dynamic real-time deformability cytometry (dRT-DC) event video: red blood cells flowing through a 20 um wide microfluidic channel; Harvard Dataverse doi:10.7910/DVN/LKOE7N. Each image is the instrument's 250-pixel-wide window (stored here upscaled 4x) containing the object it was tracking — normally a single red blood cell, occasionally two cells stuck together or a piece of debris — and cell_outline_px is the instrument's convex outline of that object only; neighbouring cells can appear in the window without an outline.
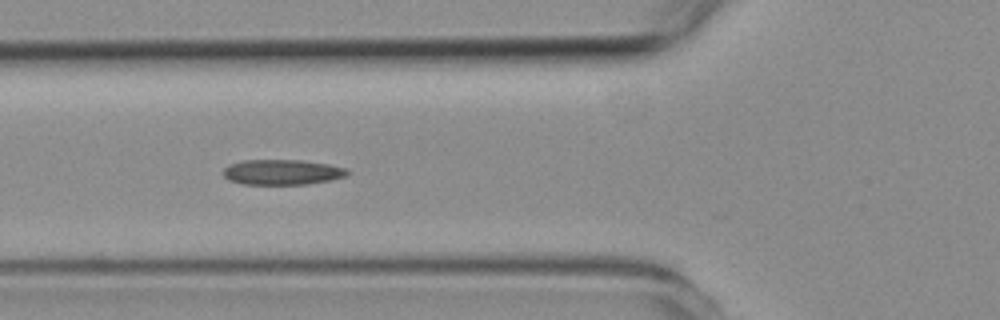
{"species": "common noctule bat (a hibernating species)", "species_latin": "Nyctalus noctula", "temperature_condition": "room temperature", "stored_images_in_passage": 6, "camera_frame_rate_fps": 3000, "um_per_image_px": 0.085, "animal": {"sex": "female", "body_mass_g": 19.3, "forearm_length_mm": 54.1}, "frame": {"image": 1, "passage_image": 4, "time_ms": 4.667, "image_size_px": [1000, 320], "cell_outline_px": [[348, 176], [308, 184], [244, 184], [228, 180], [224, 176], [224, 168], [228, 164], [244, 160], [300, 160], [328, 164], [348, 168]], "centroid_in_image_um": [23.98, 14.63], "position_along_channel_um": 101.8, "area_um2": 18.26}}
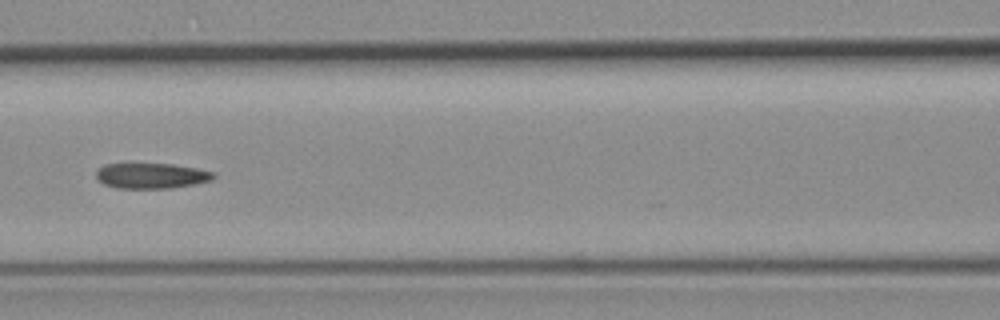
{"frame": {"image": 2, "passage_image": 5, "time_ms": 6.0, "image_size_px": [1000, 320], "cell_outline_px": [[216, 176], [212, 180], [192, 184], [168, 188], [116, 188], [104, 184], [96, 176], [96, 172], [104, 164], [172, 164], [196, 168], [212, 172]], "centroid_in_image_um": [12.86, 14.94], "position_along_channel_um": 153.7, "area_um2": 17.11}}
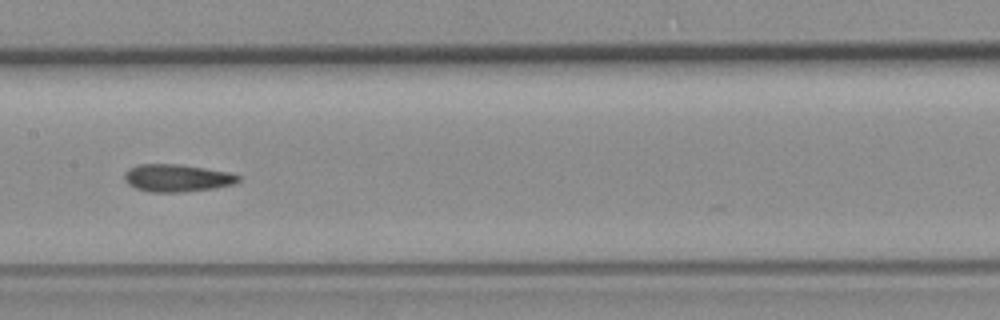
{"frame": {"image": 3, "passage_image": 6, "time_ms": 7.0, "image_size_px": [1000, 320], "cell_outline_px": [[240, 180], [236, 184], [212, 188], [184, 192], [148, 192], [136, 188], [128, 184], [124, 180], [124, 172], [128, 168], [136, 164], [180, 164], [228, 172], [240, 176]], "centroid_in_image_um": [15.01, 15.13], "position_along_channel_um": 192.4, "area_um2": 18.38}}